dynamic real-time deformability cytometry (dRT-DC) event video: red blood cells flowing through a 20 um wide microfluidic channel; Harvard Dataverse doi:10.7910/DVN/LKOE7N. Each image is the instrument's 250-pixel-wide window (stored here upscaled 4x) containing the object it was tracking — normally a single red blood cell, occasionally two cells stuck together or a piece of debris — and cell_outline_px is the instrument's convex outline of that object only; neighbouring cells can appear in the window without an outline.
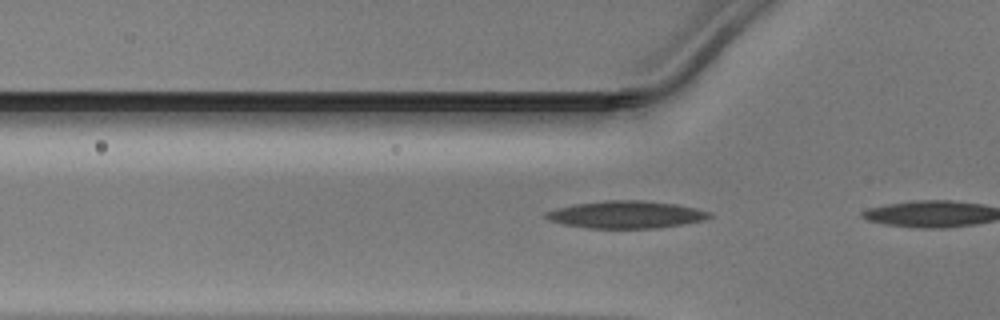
{"species": "Egyptian fruit bat (a non-hibernating species)", "species_latin": "Rousettus aegyptiacus", "temperature_condition": "warm", "stored_images_in_passage": 3, "camera_frame_rate_fps": 3000, "um_per_image_px": 0.085, "animal": {"sex": "male"}, "frame": {"image": 1, "passage_image": 2, "time_ms": 0.333, "image_size_px": [1000, 320], "cell_outline_px": [[712, 216], [704, 220], [680, 224], [652, 228], [588, 228], [564, 224], [548, 220], [544, 216], [544, 212], [556, 208], [576, 204], [608, 200], [640, 200], [676, 204], [696, 208], [712, 212]], "centroid_in_image_um": [53.2, 18.23], "position_along_channel_um": 72.6, "area_um2": 25.89}}